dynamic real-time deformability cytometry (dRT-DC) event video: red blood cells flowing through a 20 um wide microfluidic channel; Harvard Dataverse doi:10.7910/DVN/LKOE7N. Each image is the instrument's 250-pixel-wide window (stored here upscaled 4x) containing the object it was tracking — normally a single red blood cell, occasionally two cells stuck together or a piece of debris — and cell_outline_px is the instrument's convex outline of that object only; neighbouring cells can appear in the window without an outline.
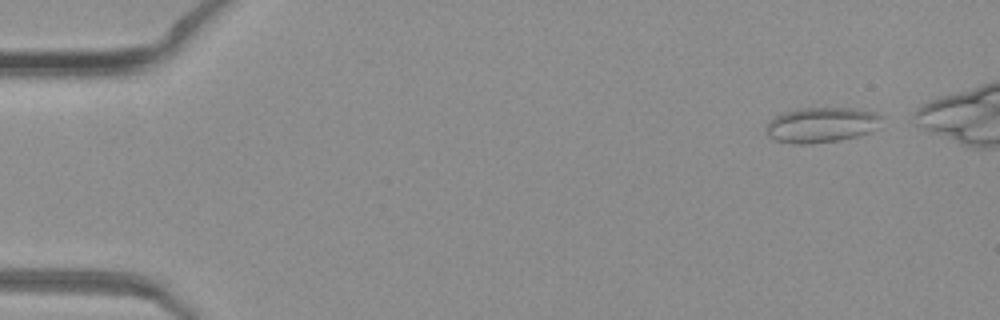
{"species": "common noctule bat (a hibernating species)", "species_latin": "Nyctalus noctula", "temperature_condition": "warm", "stored_images_in_passage": 30, "camera_frame_rate_fps": 3000, "um_per_image_px": 0.085, "animal": {"sex": "female", "body_mass_g": 19.3, "forearm_length_mm": 54.1}, "frame": {"image": 1, "passage_image": 4, "time_ms": 1.0, "image_size_px": [1000, 320], "cell_outline_px": [[880, 116], [876, 128], [868, 132], [856, 136], [836, 140], [812, 144], [792, 144], [776, 140], [768, 136], [764, 128], [768, 120], [784, 112], [796, 108], [852, 108], [872, 112]], "centroid_in_image_um": [69.71, 10.62], "position_along_channel_um": 15.3, "area_um2": 23.52}}
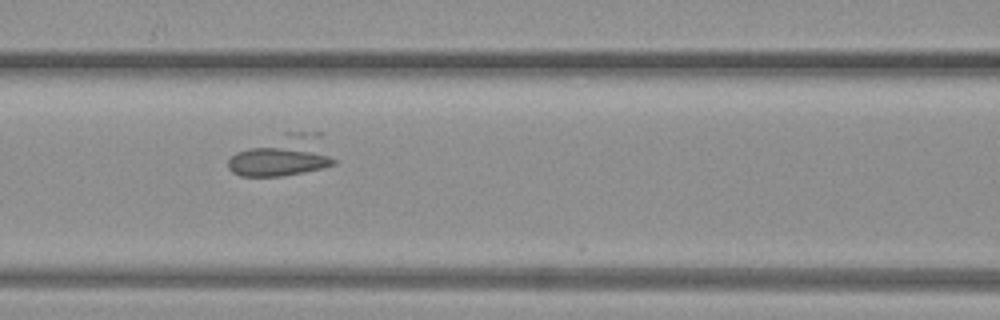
{"frame": {"image": 2, "passage_image": 21, "time_ms": 6.667, "image_size_px": [1000, 320], "cell_outline_px": [[336, 164], [324, 168], [304, 172], [280, 176], [240, 176], [232, 172], [228, 168], [228, 160], [236, 152], [284, 132], [320, 132], [336, 160]], "centroid_in_image_um": [24.08, 13.24], "position_along_channel_um": 142.5, "area_um2": 25.49}}
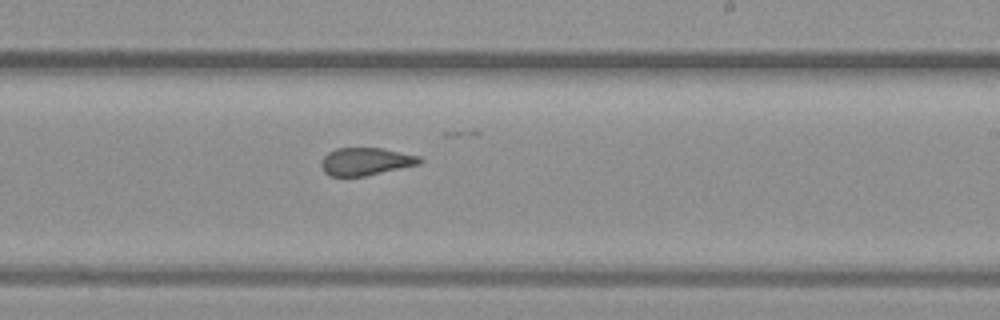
{"frame": {"image": 3, "passage_image": 29, "time_ms": 9.333, "image_size_px": [1000, 320], "cell_outline_px": [[424, 160], [420, 164], [364, 176], [328, 176], [324, 172], [320, 164], [324, 156], [328, 152], [336, 148], [380, 148], [420, 156]], "centroid_in_image_um": [31.08, 13.73], "position_along_channel_um": 257.9, "area_um2": 15.84}}